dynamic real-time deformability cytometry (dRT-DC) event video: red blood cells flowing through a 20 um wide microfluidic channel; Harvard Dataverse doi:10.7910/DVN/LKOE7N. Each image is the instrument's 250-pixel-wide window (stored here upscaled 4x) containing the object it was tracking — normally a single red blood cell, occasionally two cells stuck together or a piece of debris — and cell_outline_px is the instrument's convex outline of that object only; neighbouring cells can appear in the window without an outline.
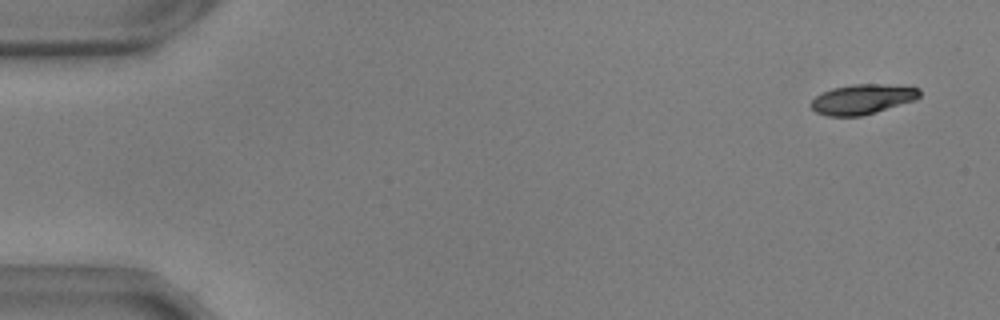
{"species": "common noctule bat (a hibernating species)", "species_latin": "Nyctalus noctula", "temperature_condition": "warm", "stored_images_in_passage": 55, "camera_frame_rate_fps": 3000, "um_per_image_px": 0.085, "animal": {"sex": "male", "body_mass_g": 17.9, "forearm_length_mm": 54.2}, "frame": {"image": 1, "passage_image": 3, "time_ms": 0.667, "image_size_px": [1000, 320], "cell_outline_px": [[920, 96], [916, 100], [876, 112], [860, 116], [824, 116], [816, 112], [808, 104], [816, 96], [832, 88], [852, 84], [884, 84], [920, 88]], "centroid_in_image_um": [73.29, 8.44], "position_along_channel_um": 11.7, "area_um2": 19.02}}
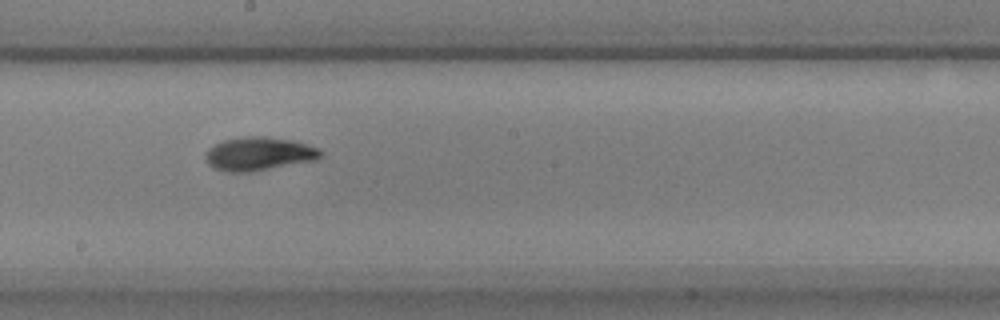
{"frame": {"image": 2, "passage_image": 31, "time_ms": 10.0, "image_size_px": [1000, 320], "cell_outline_px": [[324, 156], [316, 160], [252, 172], [224, 172], [212, 168], [208, 164], [204, 156], [204, 152], [208, 148], [224, 140], [244, 136], [264, 136], [292, 140], [308, 144], [320, 148], [324, 152]], "centroid_in_image_um": [22.02, 13.08], "position_along_channel_um": 226.2, "area_um2": 22.95}}
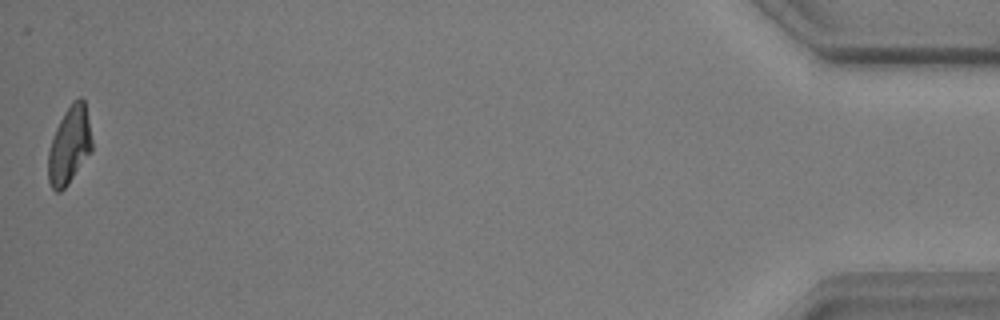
{"frame": {"image": 3, "passage_image": 55, "time_ms": 18.0, "image_size_px": [1000, 320], "cell_outline_px": [[92, 152], [68, 184], [60, 192], [56, 192], [52, 188], [48, 180], [48, 152], [56, 128], [64, 112], [72, 100], [80, 96], [84, 100], [92, 140]], "centroid_in_image_um": [5.9, 12.36], "position_along_channel_um": 429.3, "area_um2": 19.77}, "authors_computed_cell_mechanics": {"area_um2": 20.6924, "velocity_mm_per_s": 3.6598, "shape_relaxation_time_tau1_ms": 4.21, "shape_relaxation_time_tau2_ms": 3.5259, "deformation_change_tau1": 0.163, "deformation_change_tau2": 0.0873}}